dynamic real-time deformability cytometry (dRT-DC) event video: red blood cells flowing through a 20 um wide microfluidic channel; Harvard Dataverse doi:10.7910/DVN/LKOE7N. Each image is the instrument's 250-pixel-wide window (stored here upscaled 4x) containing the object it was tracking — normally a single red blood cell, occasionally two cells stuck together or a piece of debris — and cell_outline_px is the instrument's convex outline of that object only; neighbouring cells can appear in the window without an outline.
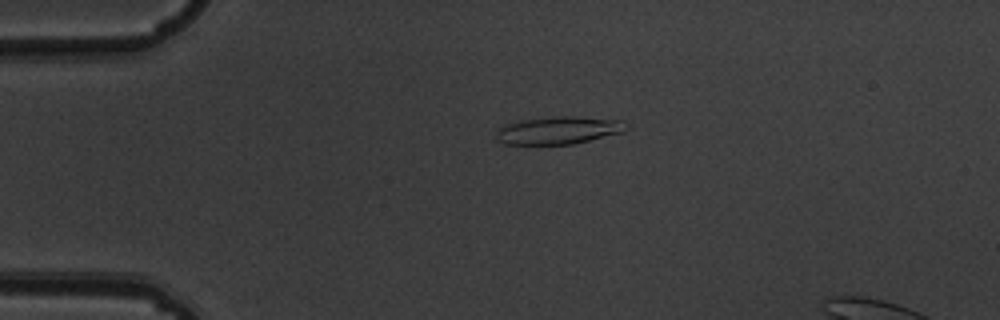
{"species": "common noctule bat (a hibernating species)", "species_latin": "Nyctalus noctula", "temperature_condition": "warm", "stored_images_in_passage": 3, "camera_frame_rate_fps": 3000, "um_per_image_px": 0.085, "animal": {"sex": "male", "body_mass_g": 19.5, "forearm_length_mm": 54.6}, "frame": {"image": 1, "passage_image": 1, "time_ms": 0.0, "image_size_px": [1000, 320], "cell_outline_px": [[628, 128], [624, 132], [572, 144], [504, 144], [496, 140], [496, 132], [500, 128], [516, 120], [556, 116], [576, 116], [624, 120], [628, 124]], "centroid_in_image_um": [47.5, 11.06], "position_along_channel_um": 37.5, "area_um2": 21.15}}